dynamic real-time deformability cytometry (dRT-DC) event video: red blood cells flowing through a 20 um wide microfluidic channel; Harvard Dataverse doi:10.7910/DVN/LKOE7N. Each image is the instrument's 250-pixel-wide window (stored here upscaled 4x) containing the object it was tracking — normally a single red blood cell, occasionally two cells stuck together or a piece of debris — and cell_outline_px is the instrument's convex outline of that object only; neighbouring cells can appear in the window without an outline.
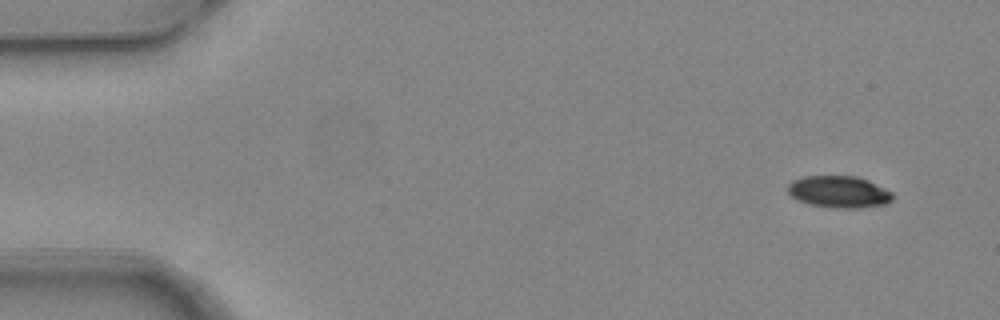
{"species": "common noctule bat (a hibernating species)", "species_latin": "Nyctalus noctula", "temperature_condition": "warm", "stored_images_in_passage": 5, "camera_frame_rate_fps": 3000, "um_per_image_px": 0.085, "animal": {"sex": "female", "body_mass_g": 24.6, "forearm_length_mm": 56.2}, "frame": {"image": 1, "passage_image": 1, "time_ms": 0.0, "image_size_px": [1000, 320], "cell_outline_px": [[896, 196], [888, 204], [856, 208], [836, 208], [808, 204], [796, 200], [788, 196], [788, 184], [792, 180], [804, 176], [856, 176], [868, 180], [892, 192]], "centroid_in_image_um": [71.3, 16.31], "position_along_channel_um": 13.7, "area_um2": 19.77}}
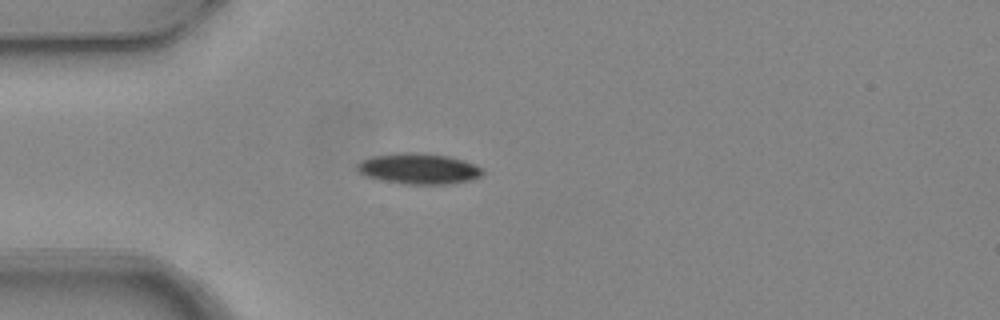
{"frame": {"image": 2, "passage_image": 4, "time_ms": 1.0, "image_size_px": [1000, 320], "cell_outline_px": [[484, 172], [480, 176], [468, 180], [444, 184], [408, 184], [384, 180], [368, 176], [360, 172], [356, 168], [356, 164], [360, 160], [372, 156], [396, 152], [416, 152], [448, 156], [464, 160], [480, 168]], "centroid_in_image_um": [35.54, 14.31], "position_along_channel_um": 49.5, "area_um2": 22.2}}